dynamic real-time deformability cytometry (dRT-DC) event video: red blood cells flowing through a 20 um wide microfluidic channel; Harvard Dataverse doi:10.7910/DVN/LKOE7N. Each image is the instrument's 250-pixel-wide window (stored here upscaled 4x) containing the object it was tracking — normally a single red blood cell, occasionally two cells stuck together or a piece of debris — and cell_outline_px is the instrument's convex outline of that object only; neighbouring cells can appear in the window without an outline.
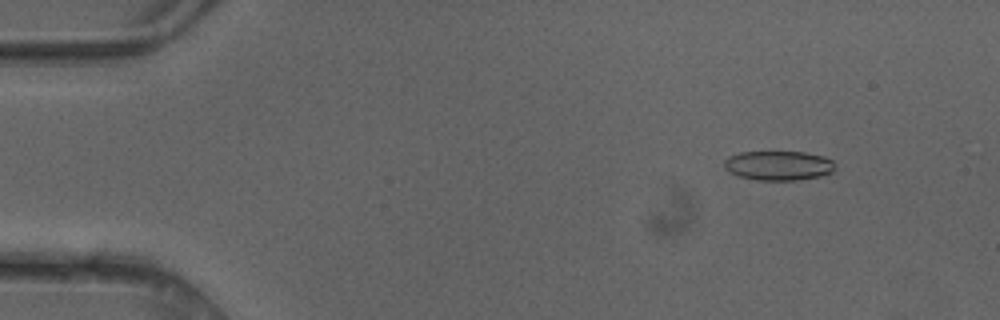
{"species": "common noctule bat (a hibernating species)", "species_latin": "Nyctalus noctula", "temperature_condition": "cold", "stored_images_in_passage": 3, "camera_frame_rate_fps": 3000, "um_per_image_px": 0.085, "animal": {"sex": "female"}, "frame": {"image": 1, "passage_image": 1, "time_ms": 0.0, "image_size_px": [1000, 320], "cell_outline_px": [[836, 164], [832, 172], [820, 176], [796, 180], [756, 180], [736, 176], [728, 172], [724, 168], [724, 160], [728, 156], [740, 152], [804, 152], [824, 156], [832, 160]], "centroid_in_image_um": [66.14, 14.07], "position_along_channel_um": 18.9, "area_um2": 19.25}}
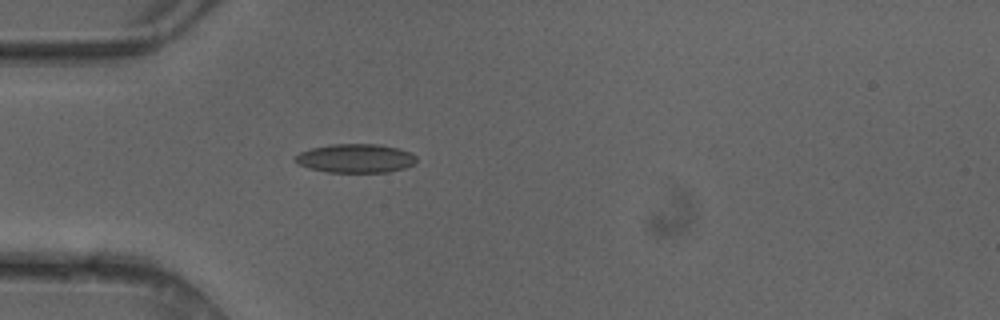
{"frame": {"image": 2, "passage_image": 3, "time_ms": 0.667, "image_size_px": [1000, 320], "cell_outline_px": [[416, 164], [404, 168], [388, 172], [328, 172], [308, 168], [292, 160], [300, 152], [312, 148], [332, 144], [380, 144], [400, 148], [412, 152], [416, 156]], "centroid_in_image_um": [30.27, 13.45], "position_along_channel_um": 54.7, "area_um2": 20.52}}